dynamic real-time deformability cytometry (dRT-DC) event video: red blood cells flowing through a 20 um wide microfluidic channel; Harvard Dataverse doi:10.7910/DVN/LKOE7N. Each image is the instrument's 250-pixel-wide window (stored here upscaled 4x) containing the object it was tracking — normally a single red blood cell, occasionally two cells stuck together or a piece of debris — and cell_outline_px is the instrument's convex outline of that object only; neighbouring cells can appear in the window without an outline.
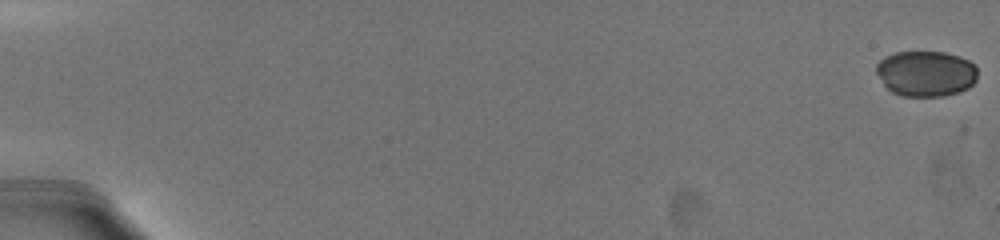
{"species": "common noctule bat (a hibernating species)", "species_latin": "Nyctalus noctula", "temperature_condition": "warm", "stored_images_in_passage": 36, "camera_frame_rate_fps": 3000, "um_per_image_px": 0.085, "animal": {"sex": "female", "body_mass_g": 19.5, "forearm_length_mm": 54.1}, "frame": {"image": 1, "passage_image": 1, "time_ms": 0.0, "image_size_px": [1000, 240], "cell_outline_px": [[976, 80], [968, 88], [960, 92], [944, 96], [900, 96], [892, 92], [884, 84], [876, 72], [876, 64], [884, 56], [896, 52], [944, 52], [960, 56], [976, 64]], "centroid_in_image_um": [78.71, 6.25], "position_along_channel_um": 6.3, "area_um2": 27.11}}
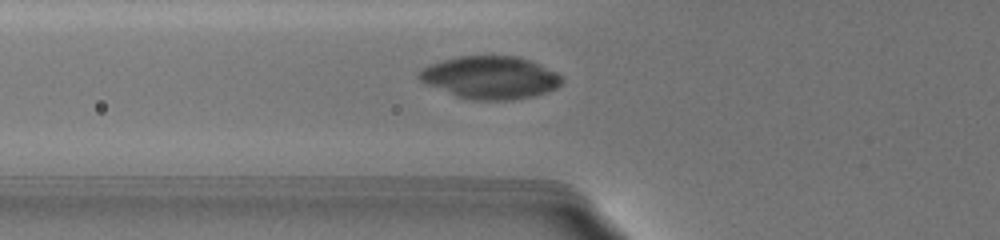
{"frame": {"image": 2, "passage_image": 30, "time_ms": 7.667, "image_size_px": [1000, 240], "cell_outline_px": [[564, 80], [556, 88], [548, 92], [532, 96], [512, 100], [472, 100], [456, 96], [424, 84], [416, 76], [416, 72], [428, 64], [440, 60], [456, 56], [516, 56], [540, 64], [556, 72]], "centroid_in_image_um": [41.61, 6.59], "position_along_channel_um": 84.2, "area_um2": 35.84}}
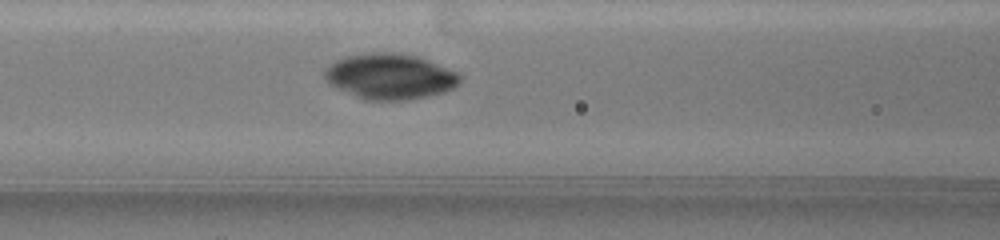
{"frame": {"image": 3, "passage_image": 35, "time_ms": 9.0, "image_size_px": [1000, 240], "cell_outline_px": [[460, 80], [452, 88], [444, 92], [404, 100], [364, 100], [336, 88], [328, 84], [324, 80], [324, 68], [328, 64], [336, 60], [348, 56], [372, 52], [392, 52], [416, 56], [428, 60], [456, 72], [460, 76]], "centroid_in_image_um": [33.06, 6.49], "position_along_channel_um": 133.5, "area_um2": 35.78}}